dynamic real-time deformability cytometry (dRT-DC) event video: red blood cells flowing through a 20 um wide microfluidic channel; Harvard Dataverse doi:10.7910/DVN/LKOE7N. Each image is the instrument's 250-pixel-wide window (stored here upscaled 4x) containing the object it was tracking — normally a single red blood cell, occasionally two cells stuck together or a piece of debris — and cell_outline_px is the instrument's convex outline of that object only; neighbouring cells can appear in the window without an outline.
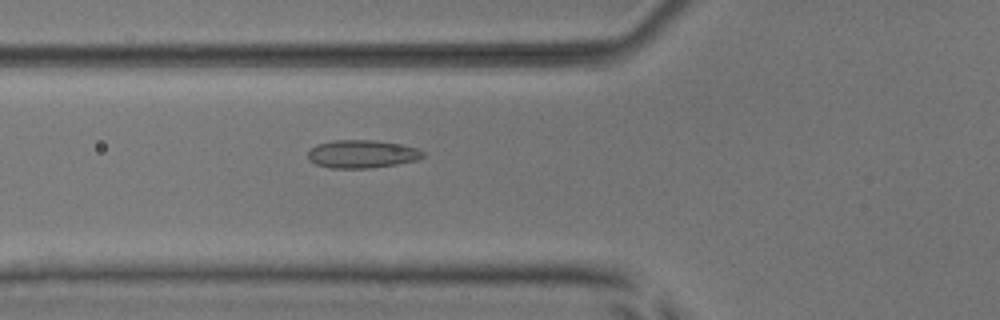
{"species": "common noctule bat (a hibernating species)", "species_latin": "Nyctalus noctula", "temperature_condition": "room temperature", "stored_images_in_passage": 39, "camera_frame_rate_fps": 3000, "um_per_image_px": 0.085, "animal": {"sex": "male", "body_mass_g": 17.9, "forearm_length_mm": 54.2}, "frame": {"image": 1, "passage_image": 6, "time_ms": 1.667, "image_size_px": [1000, 320], "cell_outline_px": [[424, 156], [416, 160], [396, 164], [368, 168], [332, 168], [316, 164], [308, 160], [308, 152], [316, 144], [336, 140], [376, 140], [404, 144], [420, 148], [424, 152]], "centroid_in_image_um": [30.8, 13.08], "position_along_channel_um": 95.0, "area_um2": 18.9}}
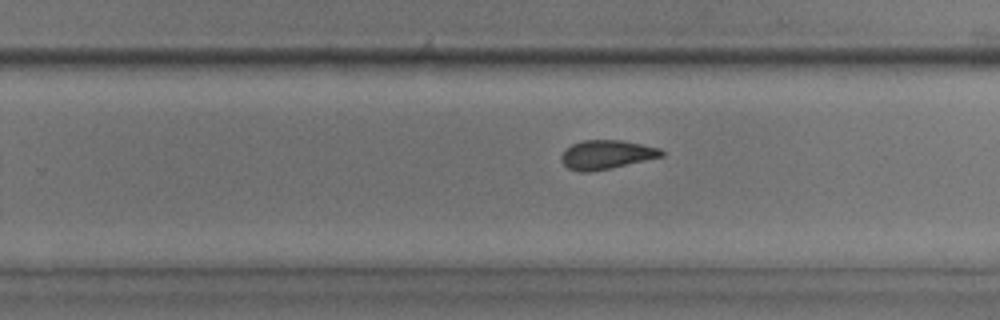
{"frame": {"image": 2, "passage_image": 20, "time_ms": 6.333, "image_size_px": [1000, 320], "cell_outline_px": [[664, 156], [612, 168], [588, 172], [580, 172], [568, 168], [560, 160], [560, 156], [572, 144], [584, 140], [624, 140], [660, 148], [664, 152]], "centroid_in_image_um": [51.57, 13.14], "position_along_channel_um": 278.2, "area_um2": 16.94}}
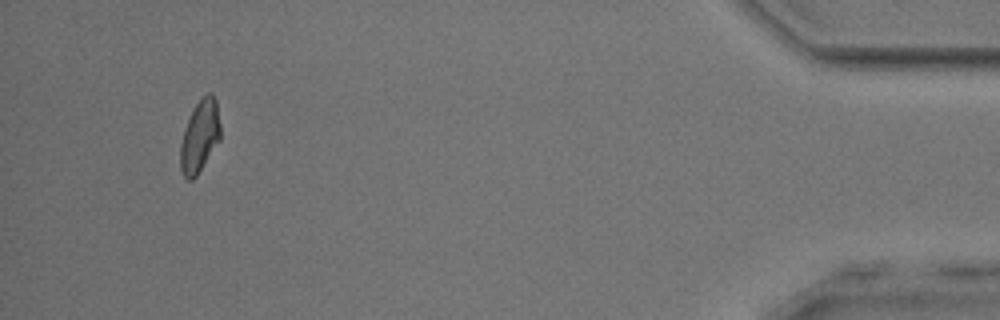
{"frame": {"image": 3, "passage_image": 36, "time_ms": 11.667, "image_size_px": [1000, 320], "cell_outline_px": [[220, 140], [196, 176], [192, 180], [188, 180], [184, 176], [180, 168], [180, 144], [184, 128], [196, 104], [208, 92], [212, 92], [216, 100], [220, 124]], "centroid_in_image_um": [16.98, 11.59], "position_along_channel_um": 418.2, "area_um2": 16.7}, "authors_computed_cell_mechanics": {"area_um2": 17.2244, "velocity_mm_per_s": 3.9333, "shape_relaxation_time_tau1_ms": null, "shape_relaxation_time_tau2_ms": 2.3232, "deformation_change_tau1": null, "deformation_change_tau2": 0.0864}}